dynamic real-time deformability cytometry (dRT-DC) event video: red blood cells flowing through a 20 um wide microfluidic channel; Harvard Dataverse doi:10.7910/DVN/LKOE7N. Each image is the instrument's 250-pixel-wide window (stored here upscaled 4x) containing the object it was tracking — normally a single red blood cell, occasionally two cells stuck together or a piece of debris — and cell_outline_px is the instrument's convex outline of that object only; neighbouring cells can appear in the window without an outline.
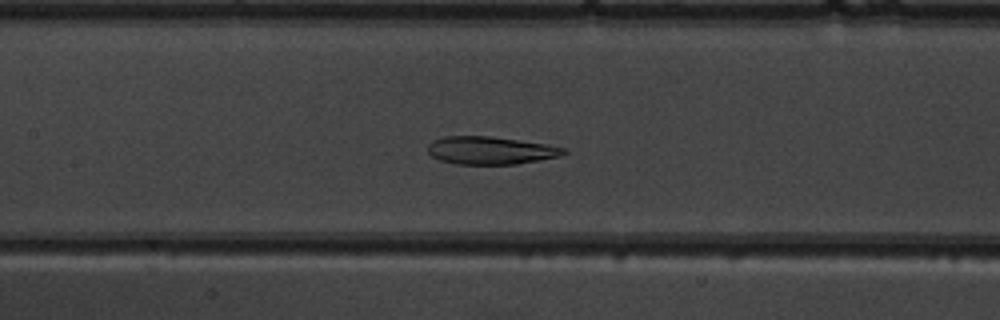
{"species": "common noctule bat (a hibernating species)", "species_latin": "Nyctalus noctula", "temperature_condition": "warm", "stored_images_in_passage": 53, "camera_frame_rate_fps": 3000, "um_per_image_px": 0.085, "animal": {"sex": "male", "body_mass_g": 19.5, "forearm_length_mm": 54.6}, "frame": {"image": 1, "passage_image": 26, "time_ms": 8.333, "image_size_px": [1000, 320], "cell_outline_px": [[568, 152], [560, 156], [516, 164], [456, 164], [440, 160], [432, 156], [428, 152], [428, 144], [432, 140], [444, 136], [492, 136], [548, 144], [564, 148]], "centroid_in_image_um": [41.68, 12.78], "position_along_channel_um": 165.7, "area_um2": 22.08}}
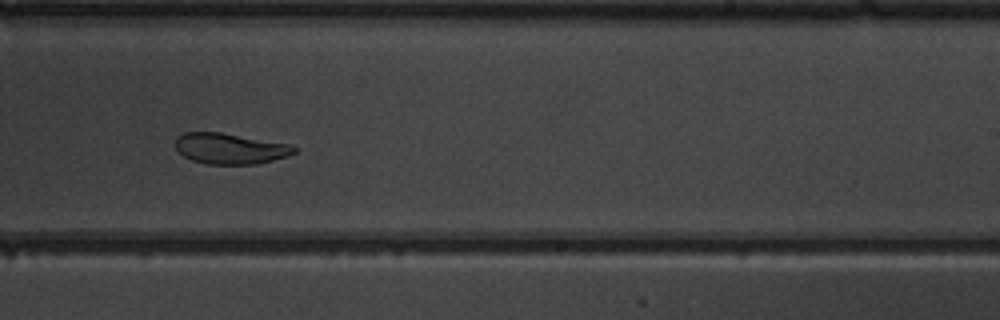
{"frame": {"image": 2, "passage_image": 34, "time_ms": 11.0, "image_size_px": [1000, 320], "cell_outline_px": [[296, 152], [288, 156], [256, 164], [204, 164], [192, 160], [184, 156], [176, 148], [176, 136], [184, 132], [220, 132], [288, 144], [296, 148]], "centroid_in_image_um": [19.52, 12.63], "position_along_channel_um": 269.5, "area_um2": 21.15}}
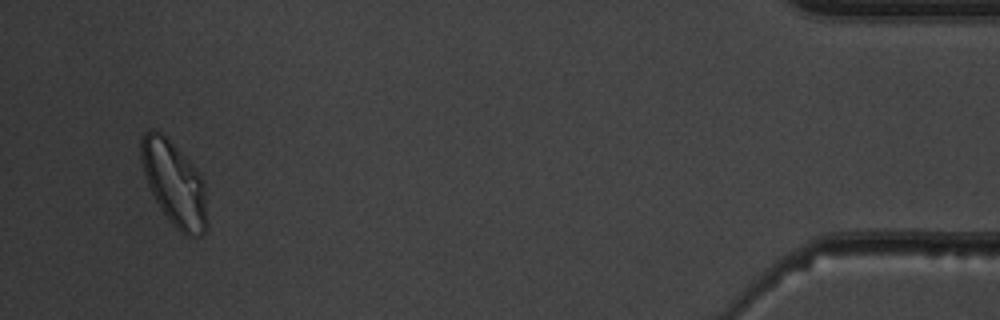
{"frame": {"image": 3, "passage_image": 51, "time_ms": 16.667, "image_size_px": [1000, 320], "cell_outline_px": [[208, 228], [200, 236], [188, 236], [180, 232], [172, 224], [160, 208], [148, 184], [140, 160], [140, 136], [144, 132], [152, 128], [160, 132], [184, 156], [200, 176], [204, 184], [208, 220]], "centroid_in_image_um": [14.8, 15.63], "position_along_channel_um": 420.4, "area_um2": 32.14}, "authors_computed_cell_mechanics": {"area_um2": 29.0156, "velocity_mm_per_s": 3.8948, "shape_relaxation_time_tau1_ms": 10.829, "shape_relaxation_time_tau2_ms": 1.756, "deformation_change_tau1": 0.309, "deformation_change_tau2": 0.0351}}